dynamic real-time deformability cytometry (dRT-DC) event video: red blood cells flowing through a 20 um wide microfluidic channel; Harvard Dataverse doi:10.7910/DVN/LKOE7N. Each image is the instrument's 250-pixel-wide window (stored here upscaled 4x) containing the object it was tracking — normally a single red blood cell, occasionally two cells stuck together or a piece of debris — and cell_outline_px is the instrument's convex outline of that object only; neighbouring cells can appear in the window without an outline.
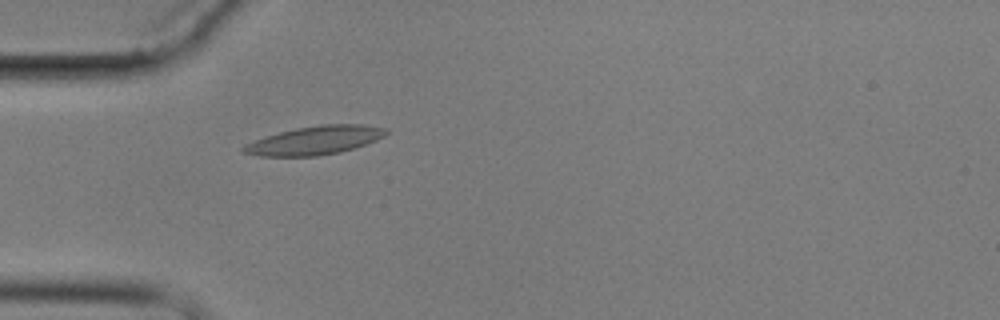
{"species": "common noctule bat (a hibernating species)", "species_latin": "Nyctalus noctula", "temperature_condition": "cold", "stored_images_in_passage": 2, "camera_frame_rate_fps": 3000, "um_per_image_px": 0.085, "animal": {"sex": "male", "body_mass_g": 17.9}, "frame": {"image": 1, "passage_image": 2, "time_ms": 1.333, "image_size_px": [1000, 320], "cell_outline_px": [[388, 132], [384, 136], [376, 140], [340, 152], [316, 156], [260, 156], [244, 152], [240, 148], [244, 144], [264, 136], [296, 128], [320, 124], [360, 124], [388, 128]], "centroid_in_image_um": [26.74, 11.92], "position_along_channel_um": 58.3, "area_um2": 23.64}}